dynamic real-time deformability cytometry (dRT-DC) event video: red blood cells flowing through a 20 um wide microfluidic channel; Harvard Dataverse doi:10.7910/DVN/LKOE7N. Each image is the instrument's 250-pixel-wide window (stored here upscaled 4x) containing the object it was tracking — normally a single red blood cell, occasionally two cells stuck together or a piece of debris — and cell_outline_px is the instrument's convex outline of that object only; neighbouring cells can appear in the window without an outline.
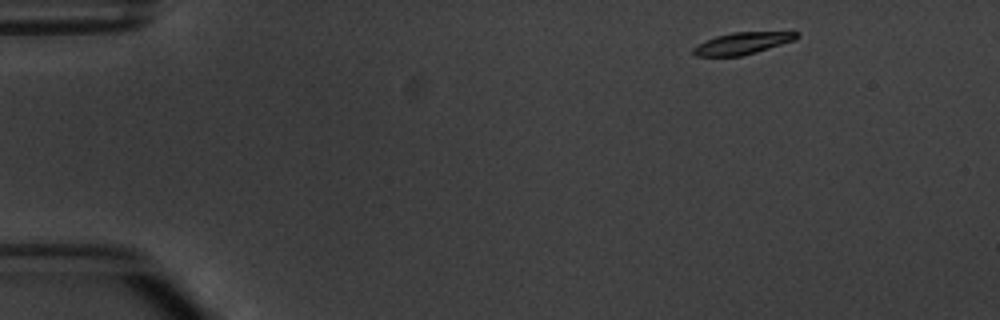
{"species": "common noctule bat (a hibernating species)", "species_latin": "Nyctalus noctula", "temperature_condition": "warm", "stored_images_in_passage": 3, "camera_frame_rate_fps": 3000, "um_per_image_px": 0.085, "animal": {"sex": "male", "body_mass_g": 20.1, "forearm_length_mm": 53.5}, "frame": {"image": 1, "passage_image": 1, "time_ms": 0.0, "image_size_px": [1000, 320], "cell_outline_px": [[800, 36], [796, 40], [756, 52], [740, 56], [696, 56], [692, 52], [692, 48], [716, 36], [732, 32], [800, 32]], "centroid_in_image_um": [63.15, 3.68], "position_along_channel_um": 21.9, "area_um2": 13.06}}